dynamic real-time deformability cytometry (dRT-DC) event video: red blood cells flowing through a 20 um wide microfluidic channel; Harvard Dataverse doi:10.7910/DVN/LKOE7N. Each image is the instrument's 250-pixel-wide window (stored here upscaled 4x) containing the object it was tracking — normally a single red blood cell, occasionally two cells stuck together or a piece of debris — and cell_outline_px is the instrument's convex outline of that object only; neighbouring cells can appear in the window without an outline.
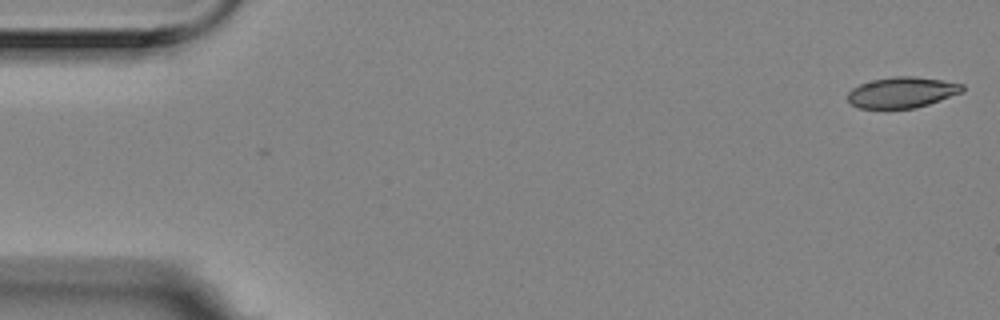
{"species": "Egyptian fruit bat (a non-hibernating species)", "species_latin": "Rousettus aegyptiacus", "temperature_condition": "room temperature", "stored_images_in_passage": 16, "camera_frame_rate_fps": 3000, "um_per_image_px": 0.085, "animal": {"sex": "female"}, "frame": {"image": 1, "passage_image": 1, "time_ms": 0.0, "image_size_px": [1000, 320], "cell_outline_px": [[964, 92], [916, 108], [860, 108], [852, 104], [848, 100], [848, 92], [852, 88], [860, 84], [872, 80], [892, 76], [916, 76], [964, 84]], "centroid_in_image_um": [76.69, 7.84], "position_along_channel_um": 8.3, "area_um2": 20.58}}
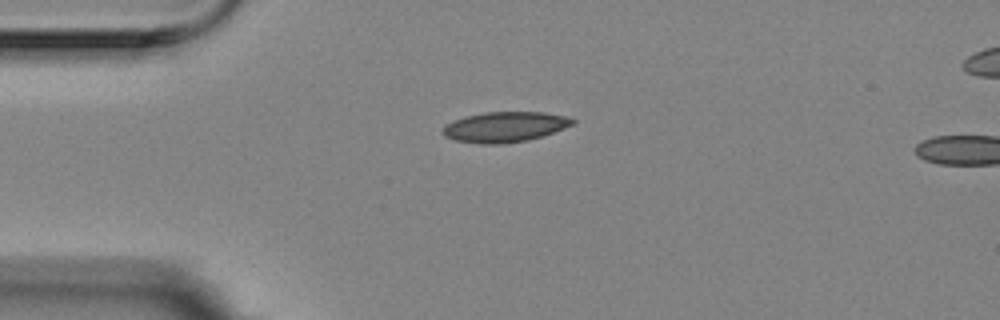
{"frame": {"image": 2, "passage_image": 13, "time_ms": 4.0, "image_size_px": [1000, 320], "cell_outline_px": [[576, 124], [544, 136], [528, 140], [500, 144], [480, 144], [456, 140], [444, 136], [440, 132], [440, 128], [452, 120], [464, 116], [484, 112], [544, 112], [564, 116], [576, 120]], "centroid_in_image_um": [42.89, 10.79], "position_along_channel_um": 42.1, "area_um2": 23.29}}